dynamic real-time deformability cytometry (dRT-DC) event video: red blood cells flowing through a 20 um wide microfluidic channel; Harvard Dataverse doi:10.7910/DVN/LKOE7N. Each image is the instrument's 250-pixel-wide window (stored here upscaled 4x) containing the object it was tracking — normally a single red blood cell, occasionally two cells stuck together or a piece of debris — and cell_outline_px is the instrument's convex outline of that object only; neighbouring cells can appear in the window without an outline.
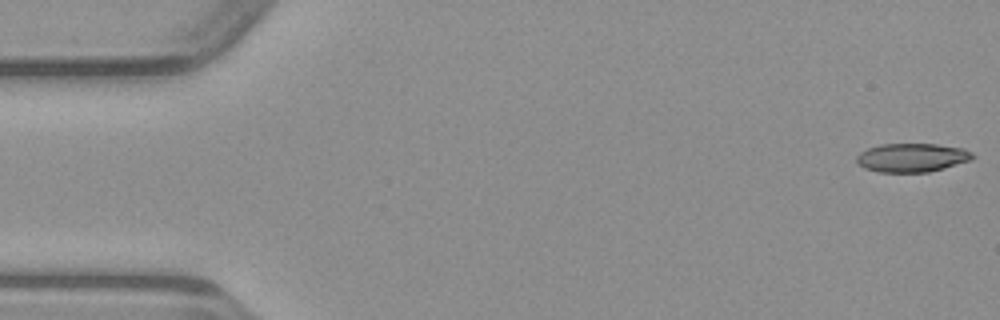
{"species": "common noctule bat (a hibernating species)", "species_latin": "Nyctalus noctula", "temperature_condition": "warm", "stored_images_in_passage": 49, "camera_frame_rate_fps": 3000, "um_per_image_px": 0.085, "animal": {"sex": "male", "body_mass_g": 23.1, "forearm_length_mm": 52.7}, "frame": {"image": 1, "passage_image": 1, "time_ms": 0.0, "image_size_px": [1000, 320], "cell_outline_px": [[976, 156], [972, 160], [944, 168], [928, 172], [880, 172], [864, 168], [856, 160], [856, 156], [860, 152], [868, 148], [880, 144], [936, 144], [964, 148], [972, 152]], "centroid_in_image_um": [77.55, 13.39], "position_along_channel_um": 7.5, "area_um2": 19.48}}
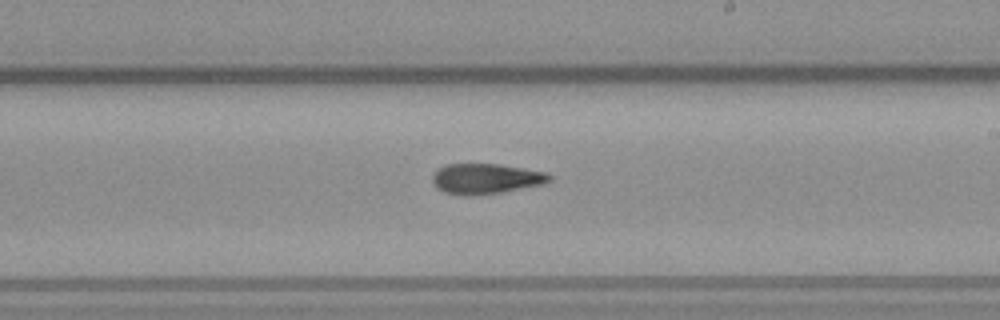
{"frame": {"image": 2, "passage_image": 28, "time_ms": 9.0, "image_size_px": [1000, 320], "cell_outline_px": [[552, 180], [544, 184], [504, 192], [472, 196], [468, 196], [444, 192], [436, 188], [432, 184], [432, 176], [440, 168], [448, 164], [500, 164], [548, 172], [552, 176]], "centroid_in_image_um": [41.34, 15.2], "position_along_channel_um": 247.7, "area_um2": 20.92}}
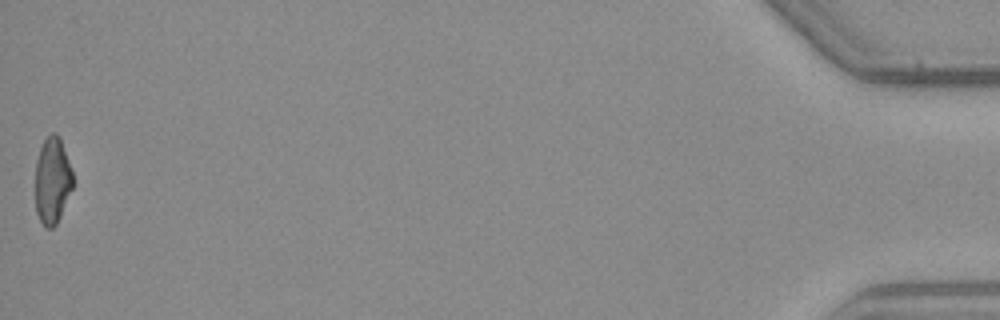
{"frame": {"image": 3, "passage_image": 49, "time_ms": 16.0, "image_size_px": [1000, 320], "cell_outline_px": [[72, 188], [60, 216], [56, 224], [52, 228], [44, 228], [36, 212], [36, 160], [40, 148], [44, 140], [52, 132], [56, 132], [60, 136], [72, 172]], "centroid_in_image_um": [4.44, 15.34], "position_along_channel_um": 430.8, "area_um2": 18.79}}